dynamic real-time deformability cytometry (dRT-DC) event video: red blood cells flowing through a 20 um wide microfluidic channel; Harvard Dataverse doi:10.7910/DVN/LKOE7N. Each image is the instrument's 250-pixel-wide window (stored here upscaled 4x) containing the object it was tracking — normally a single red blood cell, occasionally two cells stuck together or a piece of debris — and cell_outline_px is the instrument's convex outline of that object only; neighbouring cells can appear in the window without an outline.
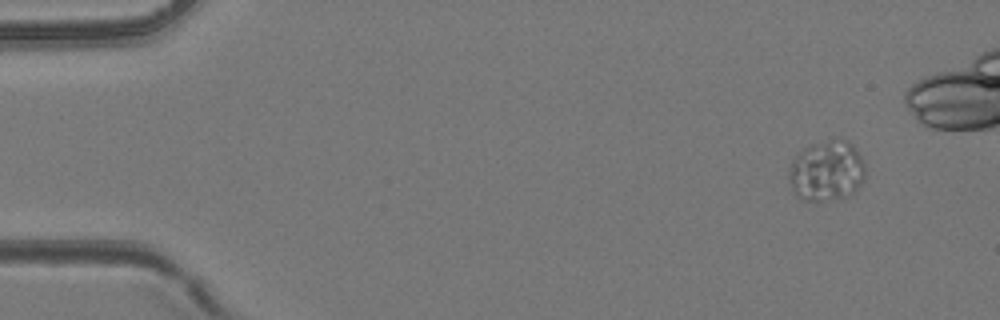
{"species": "common noctule bat (a hibernating species)", "species_latin": "Nyctalus noctula", "temperature_condition": "room temperature", "stored_images_in_passage": 4, "camera_frame_rate_fps": 3000, "um_per_image_px": 0.085, "animal": {"sex": "female", "body_mass_g": 24.6, "forearm_length_mm": 56.2}, "frame": {"image": 1, "passage_image": 1, "time_ms": 0.0, "image_size_px": [1000, 320], "cell_outline_px": [[864, 180], [848, 196], [836, 200], [800, 200], [796, 196], [788, 180], [788, 172], [792, 160], [804, 148], [812, 144], [836, 136], [848, 140], [856, 148], [864, 160]], "centroid_in_image_um": [70.27, 14.49], "position_along_channel_um": 14.7, "area_um2": 27.46}}